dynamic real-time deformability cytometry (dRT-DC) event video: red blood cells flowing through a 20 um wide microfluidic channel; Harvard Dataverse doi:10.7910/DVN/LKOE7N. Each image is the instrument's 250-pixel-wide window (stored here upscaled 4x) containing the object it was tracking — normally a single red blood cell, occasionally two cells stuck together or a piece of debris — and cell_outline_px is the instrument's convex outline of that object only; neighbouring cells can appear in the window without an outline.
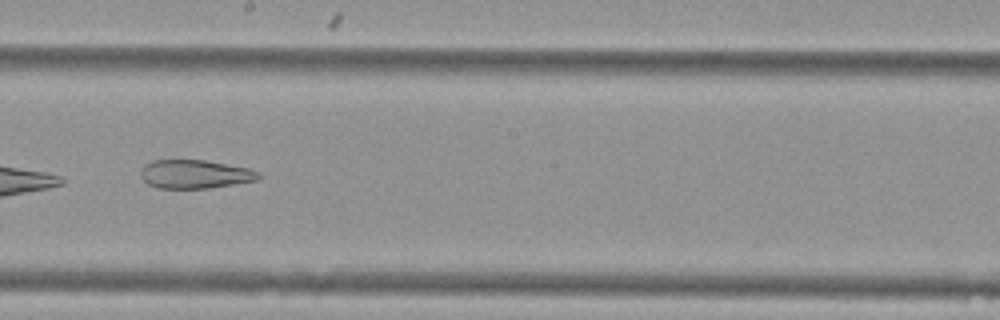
{"species": "Egyptian fruit bat (a non-hibernating species)", "species_latin": "Rousettus aegyptiacus", "temperature_condition": "cold", "stored_images_in_passage": 16, "camera_frame_rate_fps": 3000, "um_per_image_px": 0.085, "animal": {"sex": "female"}, "frame": {"image": 1, "passage_image": 14, "time_ms": 4.333, "image_size_px": [1000, 320], "cell_outline_px": [[260, 176], [256, 180], [208, 188], [156, 188], [148, 184], [140, 176], [140, 172], [144, 164], [152, 160], [204, 160], [248, 168], [260, 172]], "centroid_in_image_um": [16.52, 14.8], "position_along_channel_um": 231.7, "area_um2": 19.54}}